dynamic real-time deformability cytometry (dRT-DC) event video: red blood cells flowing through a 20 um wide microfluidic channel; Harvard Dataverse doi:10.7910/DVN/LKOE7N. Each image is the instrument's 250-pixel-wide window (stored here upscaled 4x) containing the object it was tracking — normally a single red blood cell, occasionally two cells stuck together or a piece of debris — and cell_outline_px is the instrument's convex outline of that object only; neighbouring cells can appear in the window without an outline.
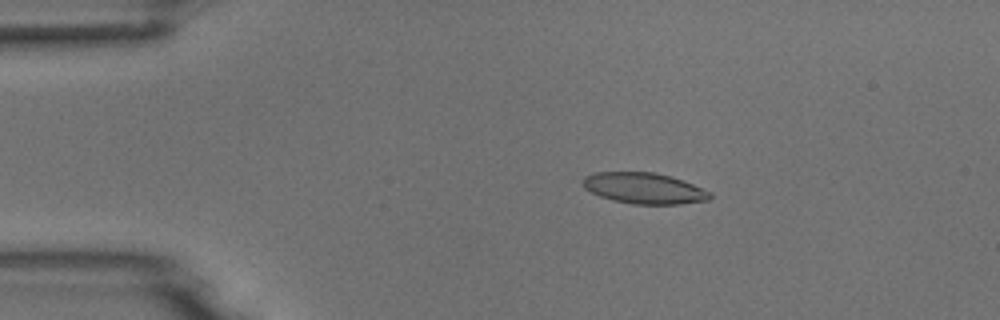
{"species": "common noctule bat (a hibernating species)", "species_latin": "Nyctalus noctula", "temperature_condition": "room temperature", "stored_images_in_passage": 5, "camera_frame_rate_fps": 3000, "um_per_image_px": 0.085, "animal": {"sex": "male", "body_mass_g": 18.8}, "frame": {"image": 1, "passage_image": 3, "time_ms": 2.0, "image_size_px": [1000, 320], "cell_outline_px": [[712, 196], [708, 200], [680, 204], [632, 204], [612, 200], [600, 196], [584, 188], [584, 176], [596, 172], [656, 172], [692, 184], [712, 192]], "centroid_in_image_um": [54.75, 16.01], "position_along_channel_um": 30.2, "area_um2": 22.77}}
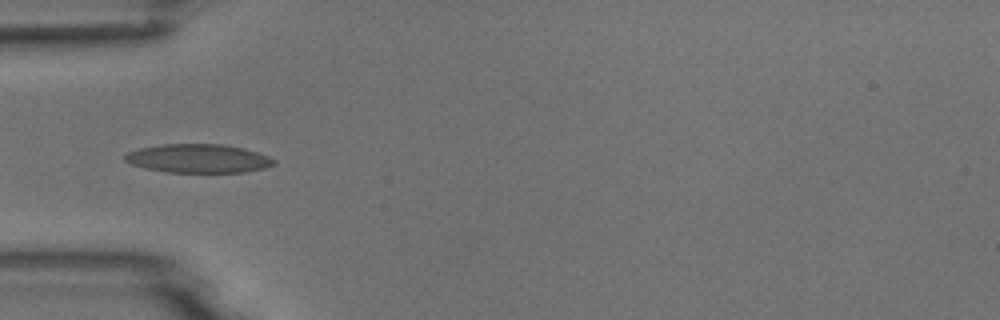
{"frame": {"image": 2, "passage_image": 5, "time_ms": 4.333, "image_size_px": [1000, 320], "cell_outline_px": [[276, 160], [272, 164], [264, 168], [244, 172], [164, 172], [144, 168], [132, 164], [124, 160], [124, 156], [128, 152], [140, 148], [164, 144], [224, 144], [244, 148], [268, 156]], "centroid_in_image_um": [16.83, 13.47], "position_along_channel_um": 68.2, "area_um2": 24.8}}